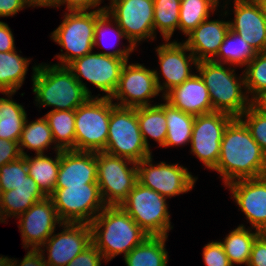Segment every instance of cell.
<instances>
[{
    "label": "cell",
    "mask_w": 266,
    "mask_h": 266,
    "mask_svg": "<svg viewBox=\"0 0 266 266\" xmlns=\"http://www.w3.org/2000/svg\"><path fill=\"white\" fill-rule=\"evenodd\" d=\"M222 176L224 184L266 175V154L252 138L240 118H233L226 126L220 156L213 169Z\"/></svg>",
    "instance_id": "obj_1"
},
{
    "label": "cell",
    "mask_w": 266,
    "mask_h": 266,
    "mask_svg": "<svg viewBox=\"0 0 266 266\" xmlns=\"http://www.w3.org/2000/svg\"><path fill=\"white\" fill-rule=\"evenodd\" d=\"M91 241L106 262L125 257L149 235L119 206H106L90 223Z\"/></svg>",
    "instance_id": "obj_2"
},
{
    "label": "cell",
    "mask_w": 266,
    "mask_h": 266,
    "mask_svg": "<svg viewBox=\"0 0 266 266\" xmlns=\"http://www.w3.org/2000/svg\"><path fill=\"white\" fill-rule=\"evenodd\" d=\"M33 92L40 106L53 110H76L90 96L66 66L43 65L33 67Z\"/></svg>",
    "instance_id": "obj_3"
},
{
    "label": "cell",
    "mask_w": 266,
    "mask_h": 266,
    "mask_svg": "<svg viewBox=\"0 0 266 266\" xmlns=\"http://www.w3.org/2000/svg\"><path fill=\"white\" fill-rule=\"evenodd\" d=\"M223 65L214 61H200L195 68L208 88L214 112L240 118L251 105L247 92L242 91V87L245 88L244 73L242 78H238L233 73L235 69H226Z\"/></svg>",
    "instance_id": "obj_4"
},
{
    "label": "cell",
    "mask_w": 266,
    "mask_h": 266,
    "mask_svg": "<svg viewBox=\"0 0 266 266\" xmlns=\"http://www.w3.org/2000/svg\"><path fill=\"white\" fill-rule=\"evenodd\" d=\"M134 48L132 44H129L125 49L111 52H91L73 60L66 67L73 73L90 97L92 93L83 83L81 77L105 92V97L111 98L119 84L122 68Z\"/></svg>",
    "instance_id": "obj_5"
},
{
    "label": "cell",
    "mask_w": 266,
    "mask_h": 266,
    "mask_svg": "<svg viewBox=\"0 0 266 266\" xmlns=\"http://www.w3.org/2000/svg\"><path fill=\"white\" fill-rule=\"evenodd\" d=\"M112 101L105 96H91L75 110L76 151L105 150L111 110L116 106Z\"/></svg>",
    "instance_id": "obj_6"
},
{
    "label": "cell",
    "mask_w": 266,
    "mask_h": 266,
    "mask_svg": "<svg viewBox=\"0 0 266 266\" xmlns=\"http://www.w3.org/2000/svg\"><path fill=\"white\" fill-rule=\"evenodd\" d=\"M104 152L140 162L151 156L141 134L137 108L115 106L111 110L108 138Z\"/></svg>",
    "instance_id": "obj_7"
},
{
    "label": "cell",
    "mask_w": 266,
    "mask_h": 266,
    "mask_svg": "<svg viewBox=\"0 0 266 266\" xmlns=\"http://www.w3.org/2000/svg\"><path fill=\"white\" fill-rule=\"evenodd\" d=\"M166 199L137 181L120 206L149 236H168L172 227Z\"/></svg>",
    "instance_id": "obj_8"
},
{
    "label": "cell",
    "mask_w": 266,
    "mask_h": 266,
    "mask_svg": "<svg viewBox=\"0 0 266 266\" xmlns=\"http://www.w3.org/2000/svg\"><path fill=\"white\" fill-rule=\"evenodd\" d=\"M97 10L66 12L63 22L51 33V38L66 50L57 56L61 64L55 65L67 66L92 52Z\"/></svg>",
    "instance_id": "obj_9"
},
{
    "label": "cell",
    "mask_w": 266,
    "mask_h": 266,
    "mask_svg": "<svg viewBox=\"0 0 266 266\" xmlns=\"http://www.w3.org/2000/svg\"><path fill=\"white\" fill-rule=\"evenodd\" d=\"M49 197L62 223L90 224L106 207L98 184L55 188Z\"/></svg>",
    "instance_id": "obj_10"
},
{
    "label": "cell",
    "mask_w": 266,
    "mask_h": 266,
    "mask_svg": "<svg viewBox=\"0 0 266 266\" xmlns=\"http://www.w3.org/2000/svg\"><path fill=\"white\" fill-rule=\"evenodd\" d=\"M96 161L97 183L104 203L119 206L138 181L137 163L104 151L96 152Z\"/></svg>",
    "instance_id": "obj_11"
},
{
    "label": "cell",
    "mask_w": 266,
    "mask_h": 266,
    "mask_svg": "<svg viewBox=\"0 0 266 266\" xmlns=\"http://www.w3.org/2000/svg\"><path fill=\"white\" fill-rule=\"evenodd\" d=\"M124 64L119 84L111 99L120 107L137 108L151 106L149 99L158 96L162 84L156 70L147 69L143 64Z\"/></svg>",
    "instance_id": "obj_12"
},
{
    "label": "cell",
    "mask_w": 266,
    "mask_h": 266,
    "mask_svg": "<svg viewBox=\"0 0 266 266\" xmlns=\"http://www.w3.org/2000/svg\"><path fill=\"white\" fill-rule=\"evenodd\" d=\"M110 3L104 8L123 30L129 44L136 47L138 41L155 39L154 0H111Z\"/></svg>",
    "instance_id": "obj_13"
},
{
    "label": "cell",
    "mask_w": 266,
    "mask_h": 266,
    "mask_svg": "<svg viewBox=\"0 0 266 266\" xmlns=\"http://www.w3.org/2000/svg\"><path fill=\"white\" fill-rule=\"evenodd\" d=\"M137 180L163 197L184 194L194 187L197 178L179 164H152V155L137 162Z\"/></svg>",
    "instance_id": "obj_14"
},
{
    "label": "cell",
    "mask_w": 266,
    "mask_h": 266,
    "mask_svg": "<svg viewBox=\"0 0 266 266\" xmlns=\"http://www.w3.org/2000/svg\"><path fill=\"white\" fill-rule=\"evenodd\" d=\"M232 119V116L222 112L195 116L191 152L209 169L213 170L218 163L223 133Z\"/></svg>",
    "instance_id": "obj_15"
},
{
    "label": "cell",
    "mask_w": 266,
    "mask_h": 266,
    "mask_svg": "<svg viewBox=\"0 0 266 266\" xmlns=\"http://www.w3.org/2000/svg\"><path fill=\"white\" fill-rule=\"evenodd\" d=\"M17 218H20L18 227L21 229L24 248H41L54 233L56 224H62L50 197L34 203Z\"/></svg>",
    "instance_id": "obj_16"
},
{
    "label": "cell",
    "mask_w": 266,
    "mask_h": 266,
    "mask_svg": "<svg viewBox=\"0 0 266 266\" xmlns=\"http://www.w3.org/2000/svg\"><path fill=\"white\" fill-rule=\"evenodd\" d=\"M61 233L52 234L42 245L46 246L48 266H66L79 253H81L91 241L90 224L62 223Z\"/></svg>",
    "instance_id": "obj_17"
},
{
    "label": "cell",
    "mask_w": 266,
    "mask_h": 266,
    "mask_svg": "<svg viewBox=\"0 0 266 266\" xmlns=\"http://www.w3.org/2000/svg\"><path fill=\"white\" fill-rule=\"evenodd\" d=\"M255 231L266 233V175L226 185Z\"/></svg>",
    "instance_id": "obj_18"
},
{
    "label": "cell",
    "mask_w": 266,
    "mask_h": 266,
    "mask_svg": "<svg viewBox=\"0 0 266 266\" xmlns=\"http://www.w3.org/2000/svg\"><path fill=\"white\" fill-rule=\"evenodd\" d=\"M235 19L230 30L240 35L256 51H266V19L257 0H234Z\"/></svg>",
    "instance_id": "obj_19"
},
{
    "label": "cell",
    "mask_w": 266,
    "mask_h": 266,
    "mask_svg": "<svg viewBox=\"0 0 266 266\" xmlns=\"http://www.w3.org/2000/svg\"><path fill=\"white\" fill-rule=\"evenodd\" d=\"M166 42L156 48L161 68L160 72L165 78V82L161 86V91H164L163 96L191 78L194 74L190 73V65L197 66L198 64V60L184 43ZM186 51H190L189 55H186Z\"/></svg>",
    "instance_id": "obj_20"
},
{
    "label": "cell",
    "mask_w": 266,
    "mask_h": 266,
    "mask_svg": "<svg viewBox=\"0 0 266 266\" xmlns=\"http://www.w3.org/2000/svg\"><path fill=\"white\" fill-rule=\"evenodd\" d=\"M97 183L95 152L60 150V167L55 188Z\"/></svg>",
    "instance_id": "obj_21"
},
{
    "label": "cell",
    "mask_w": 266,
    "mask_h": 266,
    "mask_svg": "<svg viewBox=\"0 0 266 266\" xmlns=\"http://www.w3.org/2000/svg\"><path fill=\"white\" fill-rule=\"evenodd\" d=\"M163 97L171 106L193 116L214 112L208 88L200 75L195 73Z\"/></svg>",
    "instance_id": "obj_22"
},
{
    "label": "cell",
    "mask_w": 266,
    "mask_h": 266,
    "mask_svg": "<svg viewBox=\"0 0 266 266\" xmlns=\"http://www.w3.org/2000/svg\"><path fill=\"white\" fill-rule=\"evenodd\" d=\"M229 29V21L206 19L186 35L188 39L183 43L198 62L212 61Z\"/></svg>",
    "instance_id": "obj_23"
},
{
    "label": "cell",
    "mask_w": 266,
    "mask_h": 266,
    "mask_svg": "<svg viewBox=\"0 0 266 266\" xmlns=\"http://www.w3.org/2000/svg\"><path fill=\"white\" fill-rule=\"evenodd\" d=\"M29 63L16 50L0 52V93L10 98L15 94L24 82Z\"/></svg>",
    "instance_id": "obj_24"
},
{
    "label": "cell",
    "mask_w": 266,
    "mask_h": 266,
    "mask_svg": "<svg viewBox=\"0 0 266 266\" xmlns=\"http://www.w3.org/2000/svg\"><path fill=\"white\" fill-rule=\"evenodd\" d=\"M168 236H149L134 247L125 257L127 266H167L168 252L165 241Z\"/></svg>",
    "instance_id": "obj_25"
},
{
    "label": "cell",
    "mask_w": 266,
    "mask_h": 266,
    "mask_svg": "<svg viewBox=\"0 0 266 266\" xmlns=\"http://www.w3.org/2000/svg\"><path fill=\"white\" fill-rule=\"evenodd\" d=\"M28 168V175L37 183L41 191L49 197L55 190L58 170L60 167V150L56 151L55 159L44 154H36L31 158L24 156Z\"/></svg>",
    "instance_id": "obj_26"
},
{
    "label": "cell",
    "mask_w": 266,
    "mask_h": 266,
    "mask_svg": "<svg viewBox=\"0 0 266 266\" xmlns=\"http://www.w3.org/2000/svg\"><path fill=\"white\" fill-rule=\"evenodd\" d=\"M138 124L146 146L149 148L148 136L164 147L167 135L165 103L137 107Z\"/></svg>",
    "instance_id": "obj_27"
},
{
    "label": "cell",
    "mask_w": 266,
    "mask_h": 266,
    "mask_svg": "<svg viewBox=\"0 0 266 266\" xmlns=\"http://www.w3.org/2000/svg\"><path fill=\"white\" fill-rule=\"evenodd\" d=\"M44 117L56 143L55 151L75 150V110H51Z\"/></svg>",
    "instance_id": "obj_28"
},
{
    "label": "cell",
    "mask_w": 266,
    "mask_h": 266,
    "mask_svg": "<svg viewBox=\"0 0 266 266\" xmlns=\"http://www.w3.org/2000/svg\"><path fill=\"white\" fill-rule=\"evenodd\" d=\"M167 135L164 147L190 143L195 116L165 103Z\"/></svg>",
    "instance_id": "obj_29"
},
{
    "label": "cell",
    "mask_w": 266,
    "mask_h": 266,
    "mask_svg": "<svg viewBox=\"0 0 266 266\" xmlns=\"http://www.w3.org/2000/svg\"><path fill=\"white\" fill-rule=\"evenodd\" d=\"M260 234L261 232L257 230L254 233L246 229L244 225H240L229 232L223 242L220 241L232 265H248L253 243Z\"/></svg>",
    "instance_id": "obj_30"
},
{
    "label": "cell",
    "mask_w": 266,
    "mask_h": 266,
    "mask_svg": "<svg viewBox=\"0 0 266 266\" xmlns=\"http://www.w3.org/2000/svg\"><path fill=\"white\" fill-rule=\"evenodd\" d=\"M256 54L257 51L247 41L229 29L216 57L212 61L222 64L247 66Z\"/></svg>",
    "instance_id": "obj_31"
},
{
    "label": "cell",
    "mask_w": 266,
    "mask_h": 266,
    "mask_svg": "<svg viewBox=\"0 0 266 266\" xmlns=\"http://www.w3.org/2000/svg\"><path fill=\"white\" fill-rule=\"evenodd\" d=\"M21 104L0 97V138L19 142L27 113Z\"/></svg>",
    "instance_id": "obj_32"
},
{
    "label": "cell",
    "mask_w": 266,
    "mask_h": 266,
    "mask_svg": "<svg viewBox=\"0 0 266 266\" xmlns=\"http://www.w3.org/2000/svg\"><path fill=\"white\" fill-rule=\"evenodd\" d=\"M24 123V127L19 140V149L22 156L26 155L23 148L36 151V154H44V150L52 143L55 144L52 131L45 117H41L35 121ZM24 146V147H23Z\"/></svg>",
    "instance_id": "obj_33"
},
{
    "label": "cell",
    "mask_w": 266,
    "mask_h": 266,
    "mask_svg": "<svg viewBox=\"0 0 266 266\" xmlns=\"http://www.w3.org/2000/svg\"><path fill=\"white\" fill-rule=\"evenodd\" d=\"M219 6L217 0H181L178 29L189 34L200 23L210 17L209 12Z\"/></svg>",
    "instance_id": "obj_34"
},
{
    "label": "cell",
    "mask_w": 266,
    "mask_h": 266,
    "mask_svg": "<svg viewBox=\"0 0 266 266\" xmlns=\"http://www.w3.org/2000/svg\"><path fill=\"white\" fill-rule=\"evenodd\" d=\"M181 0H154V32L159 30L169 41L179 25Z\"/></svg>",
    "instance_id": "obj_35"
},
{
    "label": "cell",
    "mask_w": 266,
    "mask_h": 266,
    "mask_svg": "<svg viewBox=\"0 0 266 266\" xmlns=\"http://www.w3.org/2000/svg\"><path fill=\"white\" fill-rule=\"evenodd\" d=\"M43 192H23L12 189L0 194V209L3 218L12 215L16 218L27 211L34 203L45 199Z\"/></svg>",
    "instance_id": "obj_36"
},
{
    "label": "cell",
    "mask_w": 266,
    "mask_h": 266,
    "mask_svg": "<svg viewBox=\"0 0 266 266\" xmlns=\"http://www.w3.org/2000/svg\"><path fill=\"white\" fill-rule=\"evenodd\" d=\"M245 90L253 95L266 90V51L258 52L244 70Z\"/></svg>",
    "instance_id": "obj_37"
},
{
    "label": "cell",
    "mask_w": 266,
    "mask_h": 266,
    "mask_svg": "<svg viewBox=\"0 0 266 266\" xmlns=\"http://www.w3.org/2000/svg\"><path fill=\"white\" fill-rule=\"evenodd\" d=\"M28 175L26 159L21 156L19 159L4 164L0 167V194L20 185Z\"/></svg>",
    "instance_id": "obj_38"
},
{
    "label": "cell",
    "mask_w": 266,
    "mask_h": 266,
    "mask_svg": "<svg viewBox=\"0 0 266 266\" xmlns=\"http://www.w3.org/2000/svg\"><path fill=\"white\" fill-rule=\"evenodd\" d=\"M240 119L250 130L252 138L259 144L262 151L266 154V115L260 113L250 105V107L240 116Z\"/></svg>",
    "instance_id": "obj_39"
},
{
    "label": "cell",
    "mask_w": 266,
    "mask_h": 266,
    "mask_svg": "<svg viewBox=\"0 0 266 266\" xmlns=\"http://www.w3.org/2000/svg\"><path fill=\"white\" fill-rule=\"evenodd\" d=\"M112 21H113V18L111 19L110 14L107 13V11L105 10L104 7L99 8L97 10V21L95 24L94 41H93L94 47H95V45L101 46V43L104 41L103 39L105 38V31H108V29L109 30L111 29L110 31H113V30L115 31L114 34H116L117 39H119V40L121 38L126 39V36L124 35L123 30L119 27V25L116 23L115 20H114V22H115L114 25H116L115 28L110 27V26H112L111 25ZM110 31H108V32H110ZM104 47H105V45L103 46V48Z\"/></svg>",
    "instance_id": "obj_40"
},
{
    "label": "cell",
    "mask_w": 266,
    "mask_h": 266,
    "mask_svg": "<svg viewBox=\"0 0 266 266\" xmlns=\"http://www.w3.org/2000/svg\"><path fill=\"white\" fill-rule=\"evenodd\" d=\"M203 249V260L206 266H233L219 241L210 242Z\"/></svg>",
    "instance_id": "obj_41"
},
{
    "label": "cell",
    "mask_w": 266,
    "mask_h": 266,
    "mask_svg": "<svg viewBox=\"0 0 266 266\" xmlns=\"http://www.w3.org/2000/svg\"><path fill=\"white\" fill-rule=\"evenodd\" d=\"M102 259V253L91 243L66 266H101Z\"/></svg>",
    "instance_id": "obj_42"
},
{
    "label": "cell",
    "mask_w": 266,
    "mask_h": 266,
    "mask_svg": "<svg viewBox=\"0 0 266 266\" xmlns=\"http://www.w3.org/2000/svg\"><path fill=\"white\" fill-rule=\"evenodd\" d=\"M43 249H33L31 248L24 259L18 265L17 260L9 259L8 257H0V266H48L45 262Z\"/></svg>",
    "instance_id": "obj_43"
},
{
    "label": "cell",
    "mask_w": 266,
    "mask_h": 266,
    "mask_svg": "<svg viewBox=\"0 0 266 266\" xmlns=\"http://www.w3.org/2000/svg\"><path fill=\"white\" fill-rule=\"evenodd\" d=\"M247 266H266V233H261L253 243Z\"/></svg>",
    "instance_id": "obj_44"
},
{
    "label": "cell",
    "mask_w": 266,
    "mask_h": 266,
    "mask_svg": "<svg viewBox=\"0 0 266 266\" xmlns=\"http://www.w3.org/2000/svg\"><path fill=\"white\" fill-rule=\"evenodd\" d=\"M19 143L0 138V167L21 157Z\"/></svg>",
    "instance_id": "obj_45"
},
{
    "label": "cell",
    "mask_w": 266,
    "mask_h": 266,
    "mask_svg": "<svg viewBox=\"0 0 266 266\" xmlns=\"http://www.w3.org/2000/svg\"><path fill=\"white\" fill-rule=\"evenodd\" d=\"M102 0H58L57 7L67 4L68 12L88 11L90 8H95L101 4Z\"/></svg>",
    "instance_id": "obj_46"
},
{
    "label": "cell",
    "mask_w": 266,
    "mask_h": 266,
    "mask_svg": "<svg viewBox=\"0 0 266 266\" xmlns=\"http://www.w3.org/2000/svg\"><path fill=\"white\" fill-rule=\"evenodd\" d=\"M13 33L8 24L0 21V52L15 50Z\"/></svg>",
    "instance_id": "obj_47"
},
{
    "label": "cell",
    "mask_w": 266,
    "mask_h": 266,
    "mask_svg": "<svg viewBox=\"0 0 266 266\" xmlns=\"http://www.w3.org/2000/svg\"><path fill=\"white\" fill-rule=\"evenodd\" d=\"M26 6L25 0H0V17L13 16Z\"/></svg>",
    "instance_id": "obj_48"
},
{
    "label": "cell",
    "mask_w": 266,
    "mask_h": 266,
    "mask_svg": "<svg viewBox=\"0 0 266 266\" xmlns=\"http://www.w3.org/2000/svg\"><path fill=\"white\" fill-rule=\"evenodd\" d=\"M15 189L16 191L23 192H42L37 183L29 175H27L25 180Z\"/></svg>",
    "instance_id": "obj_49"
},
{
    "label": "cell",
    "mask_w": 266,
    "mask_h": 266,
    "mask_svg": "<svg viewBox=\"0 0 266 266\" xmlns=\"http://www.w3.org/2000/svg\"><path fill=\"white\" fill-rule=\"evenodd\" d=\"M251 105L260 113L266 115V90L257 94L252 100Z\"/></svg>",
    "instance_id": "obj_50"
},
{
    "label": "cell",
    "mask_w": 266,
    "mask_h": 266,
    "mask_svg": "<svg viewBox=\"0 0 266 266\" xmlns=\"http://www.w3.org/2000/svg\"><path fill=\"white\" fill-rule=\"evenodd\" d=\"M26 5L29 7L41 6V7H57L58 0H25Z\"/></svg>",
    "instance_id": "obj_51"
},
{
    "label": "cell",
    "mask_w": 266,
    "mask_h": 266,
    "mask_svg": "<svg viewBox=\"0 0 266 266\" xmlns=\"http://www.w3.org/2000/svg\"><path fill=\"white\" fill-rule=\"evenodd\" d=\"M257 1L261 7L264 18L266 19V0H257Z\"/></svg>",
    "instance_id": "obj_52"
},
{
    "label": "cell",
    "mask_w": 266,
    "mask_h": 266,
    "mask_svg": "<svg viewBox=\"0 0 266 266\" xmlns=\"http://www.w3.org/2000/svg\"><path fill=\"white\" fill-rule=\"evenodd\" d=\"M3 221L5 222V219L3 218V215H2L1 209H0V222L2 223Z\"/></svg>",
    "instance_id": "obj_53"
}]
</instances>
